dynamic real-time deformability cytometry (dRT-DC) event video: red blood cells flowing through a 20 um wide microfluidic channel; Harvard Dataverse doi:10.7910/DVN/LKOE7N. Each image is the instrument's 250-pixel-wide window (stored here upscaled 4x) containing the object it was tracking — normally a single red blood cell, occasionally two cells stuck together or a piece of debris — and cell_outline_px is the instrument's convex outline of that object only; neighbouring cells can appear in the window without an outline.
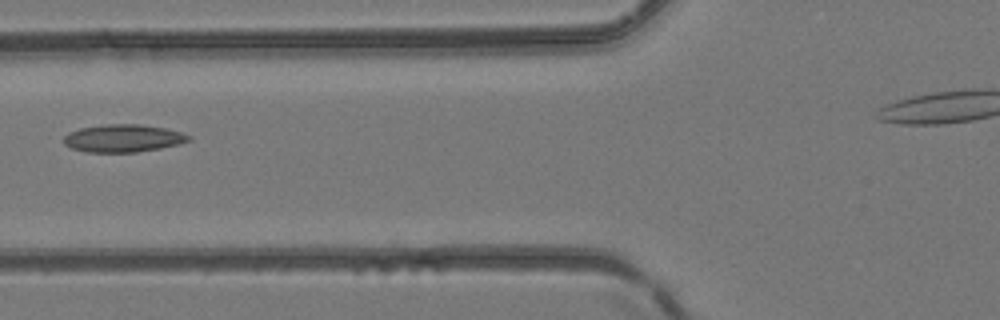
{"species": "common noctule bat (a hibernating species)", "species_latin": "Nyctalus noctula", "temperature_condition": "room temperature", "stored_images_in_passage": 2, "camera_frame_rate_fps": 3000, "um_per_image_px": 0.085, "animal": {"sex": "female", "body_mass_g": 24.6, "forearm_length_mm": 56.2}, "frame": {"image": 1, "passage_image": 2, "time_ms": 0.333, "image_size_px": [1000, 320], "cell_outline_px": [[192, 140], [160, 148], [136, 152], [88, 152], [72, 148], [64, 144], [64, 136], [68, 132], [80, 128], [108, 124], [140, 124], [164, 128], [180, 132], [192, 136]], "centroid_in_image_um": [10.46, 11.75], "position_along_channel_um": 115.3, "area_um2": 20.0}}